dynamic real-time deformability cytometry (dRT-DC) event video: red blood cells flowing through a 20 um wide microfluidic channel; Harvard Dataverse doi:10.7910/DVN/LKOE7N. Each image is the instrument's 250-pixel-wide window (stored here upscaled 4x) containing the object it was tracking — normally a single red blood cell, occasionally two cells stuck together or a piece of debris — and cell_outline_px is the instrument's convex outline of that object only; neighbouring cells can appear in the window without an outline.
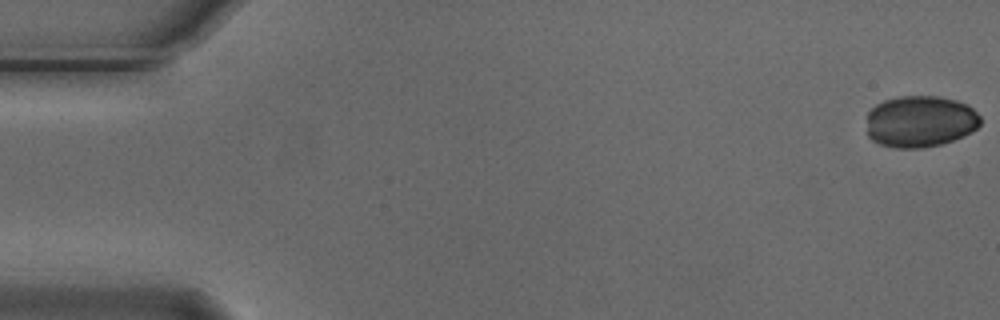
{"species": "Egyptian fruit bat (a non-hibernating species)", "species_latin": "Rousettus aegyptiacus", "temperature_condition": "cold", "stored_images_in_passage": 5, "camera_frame_rate_fps": 3000, "um_per_image_px": 0.085, "animal": {"sex": "male"}, "frame": {"image": 1, "passage_image": 1, "time_ms": 0.0, "image_size_px": [1000, 320], "cell_outline_px": [[980, 124], [972, 132], [964, 136], [940, 144], [920, 148], [896, 148], [880, 144], [872, 140], [868, 136], [868, 112], [876, 104], [884, 100], [900, 96], [940, 96], [956, 100], [968, 104], [980, 116]], "centroid_in_image_um": [78.22, 10.31], "position_along_channel_um": 6.8, "area_um2": 34.33}}